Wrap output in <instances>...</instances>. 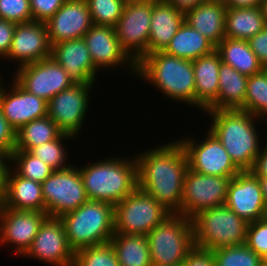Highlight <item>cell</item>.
I'll use <instances>...</instances> for the list:
<instances>
[{
    "label": "cell",
    "mask_w": 267,
    "mask_h": 266,
    "mask_svg": "<svg viewBox=\"0 0 267 266\" xmlns=\"http://www.w3.org/2000/svg\"><path fill=\"white\" fill-rule=\"evenodd\" d=\"M135 156L137 188L155 198L171 213L181 214L182 188L188 158L179 139Z\"/></svg>",
    "instance_id": "1"
},
{
    "label": "cell",
    "mask_w": 267,
    "mask_h": 266,
    "mask_svg": "<svg viewBox=\"0 0 267 266\" xmlns=\"http://www.w3.org/2000/svg\"><path fill=\"white\" fill-rule=\"evenodd\" d=\"M205 113L211 117L209 130L221 142L234 164L241 171H250L261 151L256 120L262 119L241 109H220Z\"/></svg>",
    "instance_id": "2"
},
{
    "label": "cell",
    "mask_w": 267,
    "mask_h": 266,
    "mask_svg": "<svg viewBox=\"0 0 267 266\" xmlns=\"http://www.w3.org/2000/svg\"><path fill=\"white\" fill-rule=\"evenodd\" d=\"M110 157L79 166L84 188L89 200L115 206L137 188V163L135 156ZM125 158V159H124Z\"/></svg>",
    "instance_id": "3"
},
{
    "label": "cell",
    "mask_w": 267,
    "mask_h": 266,
    "mask_svg": "<svg viewBox=\"0 0 267 266\" xmlns=\"http://www.w3.org/2000/svg\"><path fill=\"white\" fill-rule=\"evenodd\" d=\"M137 76L148 81L170 101H180L195 107L193 61L158 51L147 54L137 63Z\"/></svg>",
    "instance_id": "4"
},
{
    "label": "cell",
    "mask_w": 267,
    "mask_h": 266,
    "mask_svg": "<svg viewBox=\"0 0 267 266\" xmlns=\"http://www.w3.org/2000/svg\"><path fill=\"white\" fill-rule=\"evenodd\" d=\"M59 218L74 252L108 243L114 235V206L106 202L87 200Z\"/></svg>",
    "instance_id": "5"
},
{
    "label": "cell",
    "mask_w": 267,
    "mask_h": 266,
    "mask_svg": "<svg viewBox=\"0 0 267 266\" xmlns=\"http://www.w3.org/2000/svg\"><path fill=\"white\" fill-rule=\"evenodd\" d=\"M195 247L212 251L245 244L248 223L225 204L202 210L192 218Z\"/></svg>",
    "instance_id": "6"
},
{
    "label": "cell",
    "mask_w": 267,
    "mask_h": 266,
    "mask_svg": "<svg viewBox=\"0 0 267 266\" xmlns=\"http://www.w3.org/2000/svg\"><path fill=\"white\" fill-rule=\"evenodd\" d=\"M152 265L178 266L196 248L191 218L172 213L147 234Z\"/></svg>",
    "instance_id": "7"
},
{
    "label": "cell",
    "mask_w": 267,
    "mask_h": 266,
    "mask_svg": "<svg viewBox=\"0 0 267 266\" xmlns=\"http://www.w3.org/2000/svg\"><path fill=\"white\" fill-rule=\"evenodd\" d=\"M171 214L155 198L136 188L114 206V233L147 236Z\"/></svg>",
    "instance_id": "8"
},
{
    "label": "cell",
    "mask_w": 267,
    "mask_h": 266,
    "mask_svg": "<svg viewBox=\"0 0 267 266\" xmlns=\"http://www.w3.org/2000/svg\"><path fill=\"white\" fill-rule=\"evenodd\" d=\"M45 212L48 217H61L79 208L88 199L79 168L71 165L55 170L42 182Z\"/></svg>",
    "instance_id": "9"
},
{
    "label": "cell",
    "mask_w": 267,
    "mask_h": 266,
    "mask_svg": "<svg viewBox=\"0 0 267 266\" xmlns=\"http://www.w3.org/2000/svg\"><path fill=\"white\" fill-rule=\"evenodd\" d=\"M152 0H126L115 33L122 48L138 63L148 54Z\"/></svg>",
    "instance_id": "10"
},
{
    "label": "cell",
    "mask_w": 267,
    "mask_h": 266,
    "mask_svg": "<svg viewBox=\"0 0 267 266\" xmlns=\"http://www.w3.org/2000/svg\"><path fill=\"white\" fill-rule=\"evenodd\" d=\"M206 133L205 139L199 143L190 136L179 139L185 149L189 168L204 175L235 177L241 170L231 160L218 138L210 130Z\"/></svg>",
    "instance_id": "11"
},
{
    "label": "cell",
    "mask_w": 267,
    "mask_h": 266,
    "mask_svg": "<svg viewBox=\"0 0 267 266\" xmlns=\"http://www.w3.org/2000/svg\"><path fill=\"white\" fill-rule=\"evenodd\" d=\"M94 84L74 83L61 91L47 103V116L63 134L76 138L81 134L84 118L89 111L90 94ZM80 133V134H79Z\"/></svg>",
    "instance_id": "12"
},
{
    "label": "cell",
    "mask_w": 267,
    "mask_h": 266,
    "mask_svg": "<svg viewBox=\"0 0 267 266\" xmlns=\"http://www.w3.org/2000/svg\"><path fill=\"white\" fill-rule=\"evenodd\" d=\"M230 177L204 175L188 170L182 188L181 214L192 218L198 212L225 204Z\"/></svg>",
    "instance_id": "13"
},
{
    "label": "cell",
    "mask_w": 267,
    "mask_h": 266,
    "mask_svg": "<svg viewBox=\"0 0 267 266\" xmlns=\"http://www.w3.org/2000/svg\"><path fill=\"white\" fill-rule=\"evenodd\" d=\"M13 79L27 92L48 102L74 81L52 57L15 68Z\"/></svg>",
    "instance_id": "14"
},
{
    "label": "cell",
    "mask_w": 267,
    "mask_h": 266,
    "mask_svg": "<svg viewBox=\"0 0 267 266\" xmlns=\"http://www.w3.org/2000/svg\"><path fill=\"white\" fill-rule=\"evenodd\" d=\"M53 266H73L75 252L70 248L60 218L47 217L23 255Z\"/></svg>",
    "instance_id": "15"
},
{
    "label": "cell",
    "mask_w": 267,
    "mask_h": 266,
    "mask_svg": "<svg viewBox=\"0 0 267 266\" xmlns=\"http://www.w3.org/2000/svg\"><path fill=\"white\" fill-rule=\"evenodd\" d=\"M94 66L100 71L126 65L128 73H137V63L122 48L112 26L92 25L84 34ZM101 68V69H100Z\"/></svg>",
    "instance_id": "16"
},
{
    "label": "cell",
    "mask_w": 267,
    "mask_h": 266,
    "mask_svg": "<svg viewBox=\"0 0 267 266\" xmlns=\"http://www.w3.org/2000/svg\"><path fill=\"white\" fill-rule=\"evenodd\" d=\"M225 205L247 223L267 217L260 183L251 171H241L231 178Z\"/></svg>",
    "instance_id": "17"
},
{
    "label": "cell",
    "mask_w": 267,
    "mask_h": 266,
    "mask_svg": "<svg viewBox=\"0 0 267 266\" xmlns=\"http://www.w3.org/2000/svg\"><path fill=\"white\" fill-rule=\"evenodd\" d=\"M47 217L46 212L0 207V244H12L18 255H24Z\"/></svg>",
    "instance_id": "18"
},
{
    "label": "cell",
    "mask_w": 267,
    "mask_h": 266,
    "mask_svg": "<svg viewBox=\"0 0 267 266\" xmlns=\"http://www.w3.org/2000/svg\"><path fill=\"white\" fill-rule=\"evenodd\" d=\"M51 57L47 27L44 22L16 23L10 51L5 57L17 61L19 68Z\"/></svg>",
    "instance_id": "19"
},
{
    "label": "cell",
    "mask_w": 267,
    "mask_h": 266,
    "mask_svg": "<svg viewBox=\"0 0 267 266\" xmlns=\"http://www.w3.org/2000/svg\"><path fill=\"white\" fill-rule=\"evenodd\" d=\"M50 45L80 39L93 25L86 0H66L45 23Z\"/></svg>",
    "instance_id": "20"
},
{
    "label": "cell",
    "mask_w": 267,
    "mask_h": 266,
    "mask_svg": "<svg viewBox=\"0 0 267 266\" xmlns=\"http://www.w3.org/2000/svg\"><path fill=\"white\" fill-rule=\"evenodd\" d=\"M11 87H0V109L2 115L17 131L21 126L47 116L45 100L27 92L15 80Z\"/></svg>",
    "instance_id": "21"
},
{
    "label": "cell",
    "mask_w": 267,
    "mask_h": 266,
    "mask_svg": "<svg viewBox=\"0 0 267 266\" xmlns=\"http://www.w3.org/2000/svg\"><path fill=\"white\" fill-rule=\"evenodd\" d=\"M51 57L62 66L74 83L95 84L99 70L94 66L83 38L51 46Z\"/></svg>",
    "instance_id": "22"
},
{
    "label": "cell",
    "mask_w": 267,
    "mask_h": 266,
    "mask_svg": "<svg viewBox=\"0 0 267 266\" xmlns=\"http://www.w3.org/2000/svg\"><path fill=\"white\" fill-rule=\"evenodd\" d=\"M184 21V12L166 0H152L148 54L164 51Z\"/></svg>",
    "instance_id": "23"
},
{
    "label": "cell",
    "mask_w": 267,
    "mask_h": 266,
    "mask_svg": "<svg viewBox=\"0 0 267 266\" xmlns=\"http://www.w3.org/2000/svg\"><path fill=\"white\" fill-rule=\"evenodd\" d=\"M0 207L45 212L42 184L17 175L9 167Z\"/></svg>",
    "instance_id": "24"
},
{
    "label": "cell",
    "mask_w": 267,
    "mask_h": 266,
    "mask_svg": "<svg viewBox=\"0 0 267 266\" xmlns=\"http://www.w3.org/2000/svg\"><path fill=\"white\" fill-rule=\"evenodd\" d=\"M226 11L223 0H207L186 11L185 22L217 46L225 38Z\"/></svg>",
    "instance_id": "25"
},
{
    "label": "cell",
    "mask_w": 267,
    "mask_h": 266,
    "mask_svg": "<svg viewBox=\"0 0 267 266\" xmlns=\"http://www.w3.org/2000/svg\"><path fill=\"white\" fill-rule=\"evenodd\" d=\"M221 62L216 51L193 60L195 107L199 110L204 111L217 98Z\"/></svg>",
    "instance_id": "26"
},
{
    "label": "cell",
    "mask_w": 267,
    "mask_h": 266,
    "mask_svg": "<svg viewBox=\"0 0 267 266\" xmlns=\"http://www.w3.org/2000/svg\"><path fill=\"white\" fill-rule=\"evenodd\" d=\"M248 76L221 62L217 98L204 110L241 109L245 111Z\"/></svg>",
    "instance_id": "27"
},
{
    "label": "cell",
    "mask_w": 267,
    "mask_h": 266,
    "mask_svg": "<svg viewBox=\"0 0 267 266\" xmlns=\"http://www.w3.org/2000/svg\"><path fill=\"white\" fill-rule=\"evenodd\" d=\"M215 48L216 46L209 39L184 21L164 52L193 61L213 53Z\"/></svg>",
    "instance_id": "28"
},
{
    "label": "cell",
    "mask_w": 267,
    "mask_h": 266,
    "mask_svg": "<svg viewBox=\"0 0 267 266\" xmlns=\"http://www.w3.org/2000/svg\"><path fill=\"white\" fill-rule=\"evenodd\" d=\"M221 61L233 67L239 73L252 76L264 67L251 50L247 40L224 38L215 48Z\"/></svg>",
    "instance_id": "29"
},
{
    "label": "cell",
    "mask_w": 267,
    "mask_h": 266,
    "mask_svg": "<svg viewBox=\"0 0 267 266\" xmlns=\"http://www.w3.org/2000/svg\"><path fill=\"white\" fill-rule=\"evenodd\" d=\"M260 6L234 8L227 7L225 17V37L248 40L265 27Z\"/></svg>",
    "instance_id": "30"
},
{
    "label": "cell",
    "mask_w": 267,
    "mask_h": 266,
    "mask_svg": "<svg viewBox=\"0 0 267 266\" xmlns=\"http://www.w3.org/2000/svg\"><path fill=\"white\" fill-rule=\"evenodd\" d=\"M109 243L120 266H152L147 236L114 233Z\"/></svg>",
    "instance_id": "31"
},
{
    "label": "cell",
    "mask_w": 267,
    "mask_h": 266,
    "mask_svg": "<svg viewBox=\"0 0 267 266\" xmlns=\"http://www.w3.org/2000/svg\"><path fill=\"white\" fill-rule=\"evenodd\" d=\"M61 134L55 122L48 116L32 120L16 131L15 150L29 152L34 147L57 139Z\"/></svg>",
    "instance_id": "32"
},
{
    "label": "cell",
    "mask_w": 267,
    "mask_h": 266,
    "mask_svg": "<svg viewBox=\"0 0 267 266\" xmlns=\"http://www.w3.org/2000/svg\"><path fill=\"white\" fill-rule=\"evenodd\" d=\"M9 166L17 175L40 184L54 171L41 159L24 150L12 152L9 156Z\"/></svg>",
    "instance_id": "33"
},
{
    "label": "cell",
    "mask_w": 267,
    "mask_h": 266,
    "mask_svg": "<svg viewBox=\"0 0 267 266\" xmlns=\"http://www.w3.org/2000/svg\"><path fill=\"white\" fill-rule=\"evenodd\" d=\"M245 111L260 119H267V71L248 76Z\"/></svg>",
    "instance_id": "34"
},
{
    "label": "cell",
    "mask_w": 267,
    "mask_h": 266,
    "mask_svg": "<svg viewBox=\"0 0 267 266\" xmlns=\"http://www.w3.org/2000/svg\"><path fill=\"white\" fill-rule=\"evenodd\" d=\"M210 252L215 266H261L264 262L246 244L221 247Z\"/></svg>",
    "instance_id": "35"
},
{
    "label": "cell",
    "mask_w": 267,
    "mask_h": 266,
    "mask_svg": "<svg viewBox=\"0 0 267 266\" xmlns=\"http://www.w3.org/2000/svg\"><path fill=\"white\" fill-rule=\"evenodd\" d=\"M75 139L68 134H61L57 139L41 144L40 146L32 148L29 153L35 157H38L47 165H49L54 171L62 170L70 167L72 164L66 163L68 161L66 154L67 150L64 147V140Z\"/></svg>",
    "instance_id": "36"
},
{
    "label": "cell",
    "mask_w": 267,
    "mask_h": 266,
    "mask_svg": "<svg viewBox=\"0 0 267 266\" xmlns=\"http://www.w3.org/2000/svg\"><path fill=\"white\" fill-rule=\"evenodd\" d=\"M73 266H120V263L108 242L76 251Z\"/></svg>",
    "instance_id": "37"
},
{
    "label": "cell",
    "mask_w": 267,
    "mask_h": 266,
    "mask_svg": "<svg viewBox=\"0 0 267 266\" xmlns=\"http://www.w3.org/2000/svg\"><path fill=\"white\" fill-rule=\"evenodd\" d=\"M93 25L114 27L121 17L126 0H86Z\"/></svg>",
    "instance_id": "38"
},
{
    "label": "cell",
    "mask_w": 267,
    "mask_h": 266,
    "mask_svg": "<svg viewBox=\"0 0 267 266\" xmlns=\"http://www.w3.org/2000/svg\"><path fill=\"white\" fill-rule=\"evenodd\" d=\"M245 244L267 260V217L248 223Z\"/></svg>",
    "instance_id": "39"
},
{
    "label": "cell",
    "mask_w": 267,
    "mask_h": 266,
    "mask_svg": "<svg viewBox=\"0 0 267 266\" xmlns=\"http://www.w3.org/2000/svg\"><path fill=\"white\" fill-rule=\"evenodd\" d=\"M0 19L14 23L33 21L29 0H0Z\"/></svg>",
    "instance_id": "40"
},
{
    "label": "cell",
    "mask_w": 267,
    "mask_h": 266,
    "mask_svg": "<svg viewBox=\"0 0 267 266\" xmlns=\"http://www.w3.org/2000/svg\"><path fill=\"white\" fill-rule=\"evenodd\" d=\"M33 21L46 23L66 0H29Z\"/></svg>",
    "instance_id": "41"
},
{
    "label": "cell",
    "mask_w": 267,
    "mask_h": 266,
    "mask_svg": "<svg viewBox=\"0 0 267 266\" xmlns=\"http://www.w3.org/2000/svg\"><path fill=\"white\" fill-rule=\"evenodd\" d=\"M16 130L2 115L0 109V153L10 156L15 150Z\"/></svg>",
    "instance_id": "42"
},
{
    "label": "cell",
    "mask_w": 267,
    "mask_h": 266,
    "mask_svg": "<svg viewBox=\"0 0 267 266\" xmlns=\"http://www.w3.org/2000/svg\"><path fill=\"white\" fill-rule=\"evenodd\" d=\"M251 50L257 56L261 65L267 67V26L247 40Z\"/></svg>",
    "instance_id": "43"
},
{
    "label": "cell",
    "mask_w": 267,
    "mask_h": 266,
    "mask_svg": "<svg viewBox=\"0 0 267 266\" xmlns=\"http://www.w3.org/2000/svg\"><path fill=\"white\" fill-rule=\"evenodd\" d=\"M16 23L0 19V58L5 59L10 51Z\"/></svg>",
    "instance_id": "44"
},
{
    "label": "cell",
    "mask_w": 267,
    "mask_h": 266,
    "mask_svg": "<svg viewBox=\"0 0 267 266\" xmlns=\"http://www.w3.org/2000/svg\"><path fill=\"white\" fill-rule=\"evenodd\" d=\"M181 266H215L211 252L195 248Z\"/></svg>",
    "instance_id": "45"
},
{
    "label": "cell",
    "mask_w": 267,
    "mask_h": 266,
    "mask_svg": "<svg viewBox=\"0 0 267 266\" xmlns=\"http://www.w3.org/2000/svg\"><path fill=\"white\" fill-rule=\"evenodd\" d=\"M261 147V151L257 155L254 166L250 171L256 177H267V143Z\"/></svg>",
    "instance_id": "46"
},
{
    "label": "cell",
    "mask_w": 267,
    "mask_h": 266,
    "mask_svg": "<svg viewBox=\"0 0 267 266\" xmlns=\"http://www.w3.org/2000/svg\"><path fill=\"white\" fill-rule=\"evenodd\" d=\"M9 156L6 154L0 153V202L4 195L6 174L8 171L9 165Z\"/></svg>",
    "instance_id": "47"
},
{
    "label": "cell",
    "mask_w": 267,
    "mask_h": 266,
    "mask_svg": "<svg viewBox=\"0 0 267 266\" xmlns=\"http://www.w3.org/2000/svg\"><path fill=\"white\" fill-rule=\"evenodd\" d=\"M168 3L172 4L177 10L186 12L190 9L195 8L201 3L207 0H166Z\"/></svg>",
    "instance_id": "48"
},
{
    "label": "cell",
    "mask_w": 267,
    "mask_h": 266,
    "mask_svg": "<svg viewBox=\"0 0 267 266\" xmlns=\"http://www.w3.org/2000/svg\"><path fill=\"white\" fill-rule=\"evenodd\" d=\"M226 7L242 8L260 6L262 0H223Z\"/></svg>",
    "instance_id": "49"
},
{
    "label": "cell",
    "mask_w": 267,
    "mask_h": 266,
    "mask_svg": "<svg viewBox=\"0 0 267 266\" xmlns=\"http://www.w3.org/2000/svg\"><path fill=\"white\" fill-rule=\"evenodd\" d=\"M261 186L262 196L267 206V177H257Z\"/></svg>",
    "instance_id": "50"
},
{
    "label": "cell",
    "mask_w": 267,
    "mask_h": 266,
    "mask_svg": "<svg viewBox=\"0 0 267 266\" xmlns=\"http://www.w3.org/2000/svg\"><path fill=\"white\" fill-rule=\"evenodd\" d=\"M260 7L263 13L265 25L267 26V0H262Z\"/></svg>",
    "instance_id": "51"
},
{
    "label": "cell",
    "mask_w": 267,
    "mask_h": 266,
    "mask_svg": "<svg viewBox=\"0 0 267 266\" xmlns=\"http://www.w3.org/2000/svg\"><path fill=\"white\" fill-rule=\"evenodd\" d=\"M261 266H267V260H264Z\"/></svg>",
    "instance_id": "52"
},
{
    "label": "cell",
    "mask_w": 267,
    "mask_h": 266,
    "mask_svg": "<svg viewBox=\"0 0 267 266\" xmlns=\"http://www.w3.org/2000/svg\"><path fill=\"white\" fill-rule=\"evenodd\" d=\"M2 77H1V74H0V87H1V85L3 84V82H2ZM2 82V83H1Z\"/></svg>",
    "instance_id": "53"
}]
</instances>
